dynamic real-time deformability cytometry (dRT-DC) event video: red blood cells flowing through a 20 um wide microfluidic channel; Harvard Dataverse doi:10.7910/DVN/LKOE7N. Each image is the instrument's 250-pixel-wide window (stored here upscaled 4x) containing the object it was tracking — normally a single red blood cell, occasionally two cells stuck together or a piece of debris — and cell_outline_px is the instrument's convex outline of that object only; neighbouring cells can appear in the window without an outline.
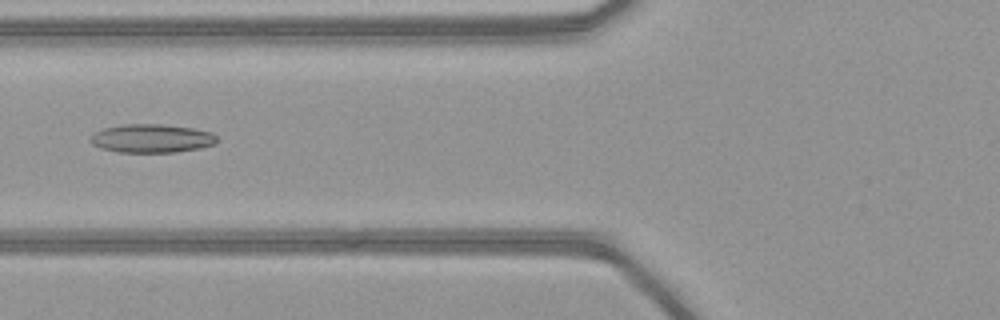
{"species": "common noctule bat (a hibernating species)", "species_latin": "Nyctalus noctula", "temperature_condition": "warm", "stored_images_in_passage": 51, "camera_frame_rate_fps": 3000, "um_per_image_px": 0.085, "animal": {"sex": "female", "body_mass_g": 21.9}, "frame": {"image": 1, "passage_image": 21, "time_ms": 6.667, "image_size_px": [1000, 320], "cell_outline_px": [[216, 144], [200, 148], [176, 152], [116, 152], [100, 148], [92, 144], [88, 140], [92, 132], [104, 128], [120, 124], [164, 124], [192, 128], [212, 132], [216, 136]], "centroid_in_image_um": [12.84, 11.76], "position_along_channel_um": 113.0, "area_um2": 21.33}}
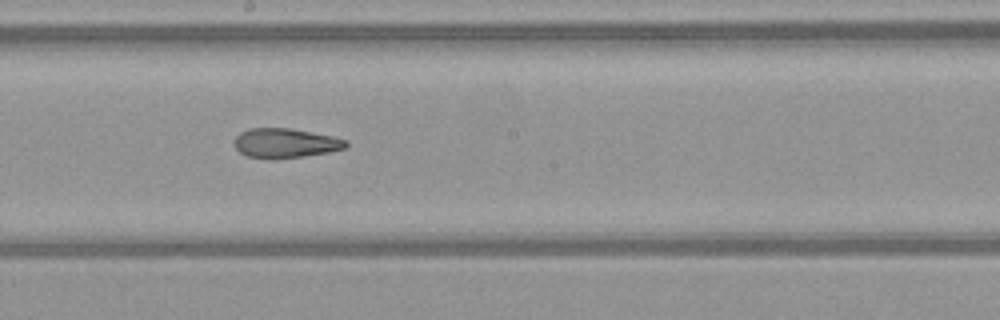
{"frame": {"image": 2, "passage_image": 29, "time_ms": 9.333, "image_size_px": [1000, 320], "cell_outline_px": [[348, 144], [344, 148], [328, 152], [304, 156], [272, 160], [248, 156], [240, 152], [232, 144], [236, 136], [240, 132], [248, 128], [292, 128], [332, 136], [348, 140]], "centroid_in_image_um": [24.22, 12.16], "position_along_channel_um": 224.0, "area_um2": 19.42}}
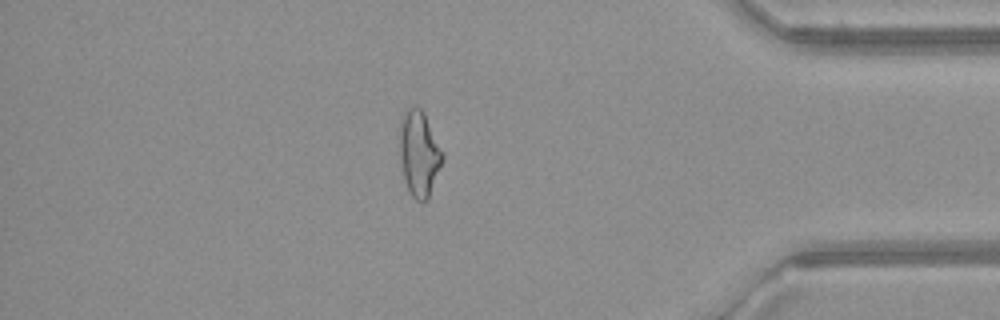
{"frame": {"image": 3, "passage_image": 44, "time_ms": 14.333, "image_size_px": [1000, 320], "cell_outline_px": [[444, 156], [428, 200], [416, 200], [412, 196], [404, 180], [400, 156], [400, 124], [408, 108], [412, 104], [420, 108], [424, 112], [444, 152]], "centroid_in_image_um": [35.64, 13.03], "position_along_channel_um": 399.6, "area_um2": 21.21}, "authors_computed_cell_mechanics": {"area_um2": 21.5594, "velocity_mm_per_s": 4.138, "shape_relaxation_time_tau1_ms": null, "shape_relaxation_time_tau2_ms": 3.7311, "deformation_change_tau1": null, "deformation_change_tau2": 0.1393}}